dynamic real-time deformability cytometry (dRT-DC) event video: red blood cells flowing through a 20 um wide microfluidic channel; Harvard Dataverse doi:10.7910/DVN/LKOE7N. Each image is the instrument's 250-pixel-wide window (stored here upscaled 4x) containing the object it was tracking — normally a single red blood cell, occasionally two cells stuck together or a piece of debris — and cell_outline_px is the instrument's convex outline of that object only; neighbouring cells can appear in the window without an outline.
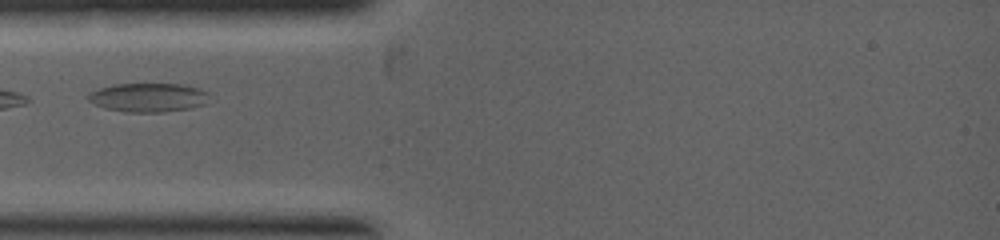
{"species": "common noctule bat (a hibernating species)", "species_latin": "Nyctalus noctula", "temperature_condition": "warm", "stored_images_in_passage": 4, "camera_frame_rate_fps": 5000, "um_per_image_px": 0.085, "animal": {"sex": "female", "body_mass_g": 19.0, "forearm_length_mm": 53.3}, "frame": {"image": 1, "passage_image": 1, "time_ms": 0.0, "image_size_px": [1000, 240], "cell_outline_px": [[208, 104], [192, 108], [164, 112], [124, 112], [104, 108], [88, 100], [88, 92], [112, 84], [180, 84], [200, 88], [208, 92]], "centroid_in_image_um": [12.63, 8.29], "position_along_channel_um": 72.4, "area_um2": 20.63}}
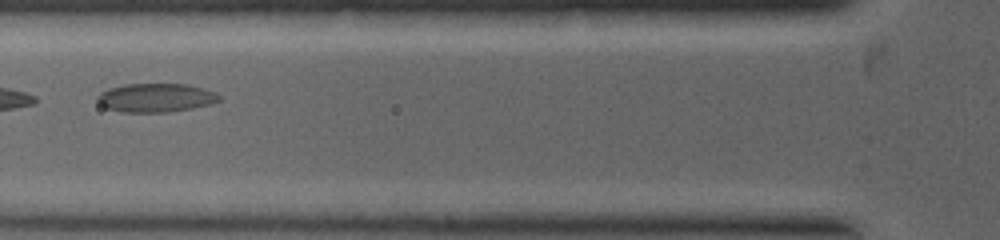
{"frame": {"image": 2, "passage_image": 3, "time_ms": 0.6, "image_size_px": [1000, 240], "cell_outline_px": [[220, 100], [208, 104], [192, 108], [168, 112], [120, 112], [108, 108], [100, 104], [96, 100], [96, 96], [100, 92], [108, 88], [124, 84], [188, 84], [216, 92], [220, 96]], "centroid_in_image_um": [13.21, 8.3], "position_along_channel_um": 112.6, "area_um2": 20.4}}